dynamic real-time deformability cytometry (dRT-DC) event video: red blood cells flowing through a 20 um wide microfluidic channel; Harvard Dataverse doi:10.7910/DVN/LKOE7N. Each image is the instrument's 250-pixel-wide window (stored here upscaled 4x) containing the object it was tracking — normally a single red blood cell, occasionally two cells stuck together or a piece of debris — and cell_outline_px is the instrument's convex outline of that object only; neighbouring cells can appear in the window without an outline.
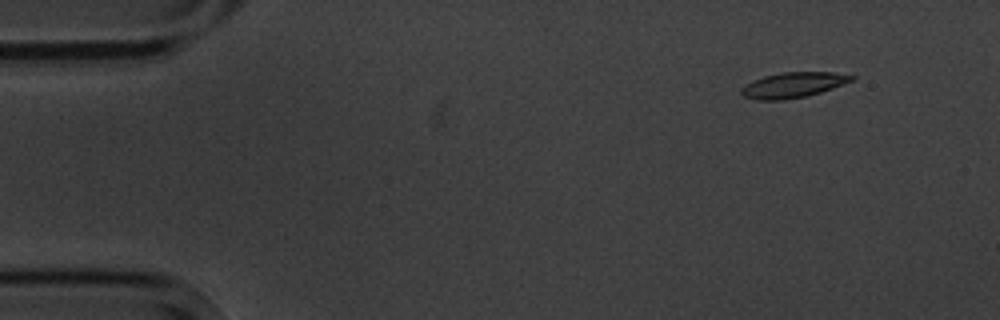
{"species": "common noctule bat (a hibernating species)", "species_latin": "Nyctalus noctula", "temperature_condition": "cold", "stored_images_in_passage": 6, "segment_of_instrument_passage": [2, 2], "camera_frame_rate_fps": 3000, "um_per_image_px": 0.085, "animal": {"sex": "male", "body_mass_g": 20.1, "forearm_length_mm": 53.5}, "frame": {"image": 1, "passage_image": 6, "time_ms": 6.0, "image_size_px": [1000, 320], "cell_outline_px": [[856, 76], [852, 80], [832, 88], [820, 92], [804, 96], [784, 100], [760, 100], [744, 96], [740, 92], [740, 88], [764, 76], [780, 72], [832, 72]], "centroid_in_image_um": [67.4, 7.22], "position_along_channel_um": 17.6, "area_um2": 15.95}}